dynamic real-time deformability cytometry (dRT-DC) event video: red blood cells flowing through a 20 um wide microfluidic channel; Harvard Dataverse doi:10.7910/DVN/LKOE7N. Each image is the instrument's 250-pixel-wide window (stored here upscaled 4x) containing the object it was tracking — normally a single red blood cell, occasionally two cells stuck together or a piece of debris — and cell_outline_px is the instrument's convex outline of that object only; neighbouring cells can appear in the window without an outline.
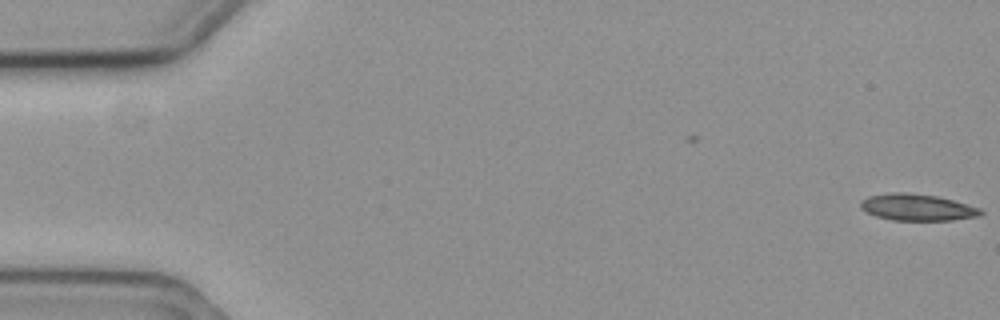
{"species": "common noctule bat (a hibernating species)", "species_latin": "Nyctalus noctula", "temperature_condition": "cold", "stored_images_in_passage": 10, "camera_frame_rate_fps": 3000, "um_per_image_px": 0.085, "animal": {"sex": "female", "body_mass_g": 19.3, "forearm_length_mm": 54.1}, "frame": {"image": 1, "passage_image": 1, "time_ms": 0.0, "image_size_px": [1000, 320], "cell_outline_px": [[984, 212], [976, 216], [952, 220], [892, 220], [876, 216], [860, 208], [860, 200], [868, 196], [892, 192], [904, 192], [936, 196], [952, 200], [980, 208]], "centroid_in_image_um": [77.92, 17.62], "position_along_channel_um": 7.1, "area_um2": 18.44}}